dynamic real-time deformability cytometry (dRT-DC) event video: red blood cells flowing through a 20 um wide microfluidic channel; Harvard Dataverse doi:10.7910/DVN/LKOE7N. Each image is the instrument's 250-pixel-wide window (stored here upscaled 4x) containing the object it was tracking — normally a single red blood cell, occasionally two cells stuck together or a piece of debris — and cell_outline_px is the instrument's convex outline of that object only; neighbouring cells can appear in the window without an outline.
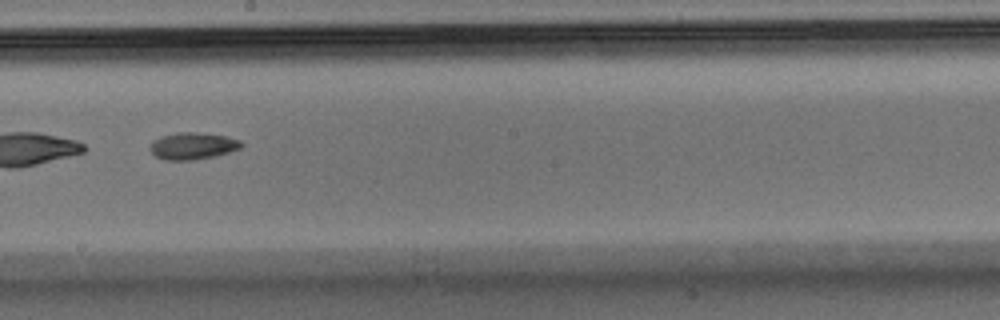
{"species": "Egyptian fruit bat (a non-hibernating species)", "species_latin": "Rousettus aegyptiacus", "temperature_condition": "warm", "stored_images_in_passage": 35, "segment_of_instrument_passage": [2, 2], "camera_frame_rate_fps": 3000, "um_per_image_px": 0.085, "animal": {"sex": "male"}, "frame": {"image": 1, "passage_image": 16, "time_ms": 5.0, "image_size_px": [1000, 320], "cell_outline_px": [[244, 144], [240, 148], [216, 156], [192, 160], [164, 160], [156, 156], [148, 148], [152, 140], [160, 136], [176, 132], [196, 132], [224, 136], [240, 140]], "centroid_in_image_um": [16.34, 12.4], "position_along_channel_um": 231.9, "area_um2": 14.39}}